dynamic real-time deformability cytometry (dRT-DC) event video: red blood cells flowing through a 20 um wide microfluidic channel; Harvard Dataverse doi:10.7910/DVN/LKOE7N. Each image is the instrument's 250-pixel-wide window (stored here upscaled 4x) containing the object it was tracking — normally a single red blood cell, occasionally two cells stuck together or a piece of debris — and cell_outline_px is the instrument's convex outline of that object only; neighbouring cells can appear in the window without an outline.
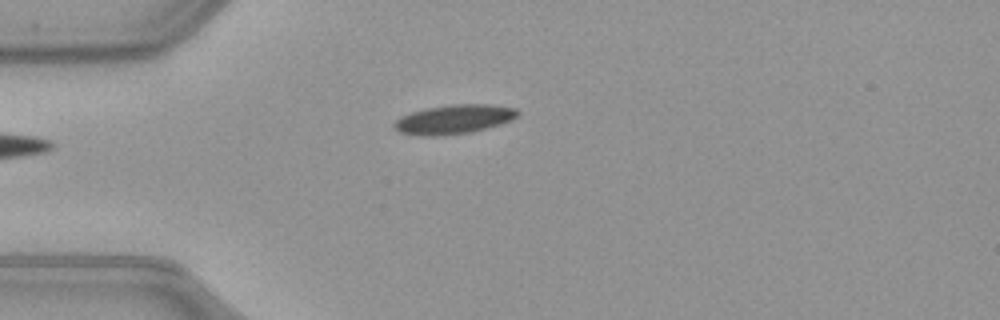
{"species": "common noctule bat (a hibernating species)", "species_latin": "Nyctalus noctula", "temperature_condition": "warm", "stored_images_in_passage": 39, "camera_frame_rate_fps": 3000, "um_per_image_px": 0.085, "animal": {"sex": "female", "body_mass_g": 21.9}, "frame": {"image": 1, "passage_image": 1, "time_ms": 0.0, "image_size_px": [1000, 320], "cell_outline_px": [[520, 112], [512, 120], [500, 124], [472, 132], [444, 136], [420, 136], [400, 132], [392, 128], [392, 124], [400, 116], [424, 108], [452, 104], [488, 104], [516, 108]], "centroid_in_image_um": [38.55, 10.15], "position_along_channel_um": 46.5, "area_um2": 21.27}}
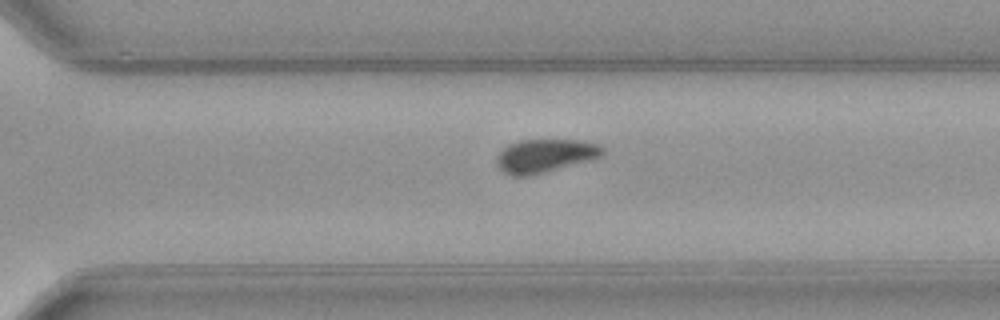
{"frame": {"image": 2, "passage_image": 23, "time_ms": 7.333, "image_size_px": [1000, 320], "cell_outline_px": [[604, 156], [544, 172], [528, 176], [512, 176], [504, 172], [496, 164], [496, 156], [508, 144], [520, 140], [584, 140], [596, 144], [604, 148]], "centroid_in_image_um": [46.32, 13.23], "position_along_channel_um": 324.3, "area_um2": 20.52}}
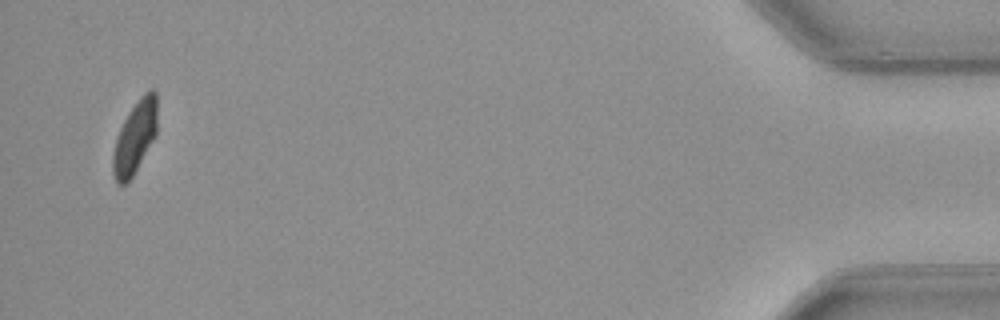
{"frame": {"image": 3, "passage_image": 37, "time_ms": 12.0, "image_size_px": [1000, 320], "cell_outline_px": [[156, 136], [132, 176], [124, 184], [116, 184], [112, 172], [112, 156], [116, 140], [120, 128], [128, 112], [144, 92], [148, 88], [152, 88], [156, 92]], "centroid_in_image_um": [11.46, 11.65], "position_along_channel_um": 423.7, "area_um2": 18.61}, "authors_computed_cell_mechanics": {"area_um2": 20.7502, "velocity_mm_per_s": 4.0103, "shape_relaxation_time_tau1_ms": 5.6162, "shape_relaxation_time_tau2_ms": 5.4467, "deformation_change_tau1": 0.1315, "deformation_change_tau2": 0.0796}}